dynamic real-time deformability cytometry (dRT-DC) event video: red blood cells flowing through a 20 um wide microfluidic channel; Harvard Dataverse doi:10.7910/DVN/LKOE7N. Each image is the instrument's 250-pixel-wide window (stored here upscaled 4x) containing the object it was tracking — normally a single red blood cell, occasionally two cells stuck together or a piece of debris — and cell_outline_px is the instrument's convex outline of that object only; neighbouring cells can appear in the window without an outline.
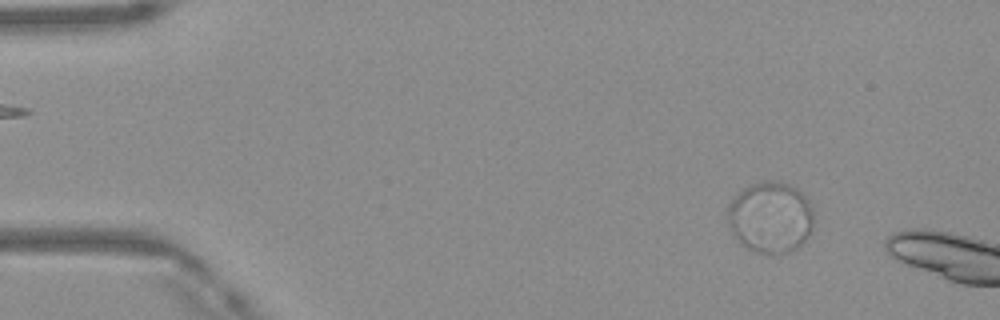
{"species": "Egyptian fruit bat (a non-hibernating species)", "species_latin": "Rousettus aegyptiacus", "temperature_condition": "warm", "stored_images_in_passage": 9, "camera_frame_rate_fps": 3000, "um_per_image_px": 0.085, "frame": {"image": 1, "passage_image": 6, "time_ms": 1.667, "image_size_px": [1000, 320], "cell_outline_px": [[812, 228], [808, 236], [796, 248], [788, 252], [756, 252], [740, 244], [732, 232], [728, 220], [728, 204], [732, 196], [744, 188], [760, 180], [780, 180], [796, 188], [808, 200], [812, 208]], "centroid_in_image_um": [65.46, 18.42], "position_along_channel_um": 19.5, "area_um2": 35.66}}